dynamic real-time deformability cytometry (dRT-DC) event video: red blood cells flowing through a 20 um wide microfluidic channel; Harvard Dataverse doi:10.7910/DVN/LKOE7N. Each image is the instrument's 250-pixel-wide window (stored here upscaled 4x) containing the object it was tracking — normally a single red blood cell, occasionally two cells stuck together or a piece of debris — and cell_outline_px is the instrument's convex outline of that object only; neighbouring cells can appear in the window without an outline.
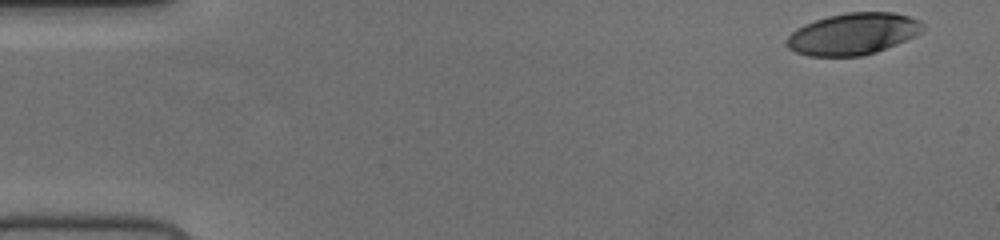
{"species": "human", "species_latin": "Homo sapiens", "temperature_condition": "cold", "stored_images_in_passage": 51, "camera_frame_rate_fps": 3000, "um_per_image_px": 0.085, "donor": {"sex": "female"}, "frame": {"image": 1, "passage_image": 1, "time_ms": 0.0, "image_size_px": [1000, 240], "cell_outline_px": [[924, 28], [916, 36], [876, 52], [860, 56], [808, 56], [796, 52], [788, 48], [784, 44], [784, 40], [796, 28], [804, 24], [828, 16], [848, 12], [896, 12], [920, 20], [924, 24]], "centroid_in_image_um": [72.49, 2.88], "position_along_channel_um": 12.5, "area_um2": 33.23}}
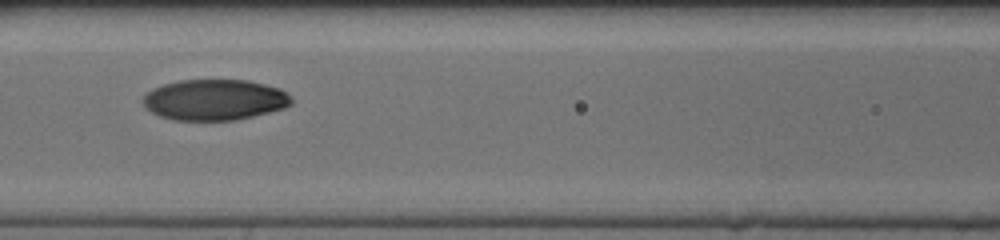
{"frame": {"image": 2, "passage_image": 22, "time_ms": 7.0, "image_size_px": [1000, 240], "cell_outline_px": [[292, 104], [284, 108], [236, 120], [172, 120], [160, 116], [152, 112], [144, 104], [144, 96], [152, 88], [164, 84], [180, 80], [248, 80], [280, 88], [292, 96]], "centroid_in_image_um": [18.27, 8.48], "position_along_channel_um": 148.3, "area_um2": 35.26}}
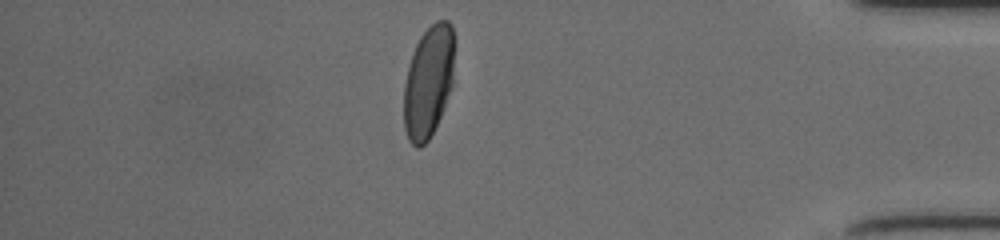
{"frame": {"image": 3, "passage_image": 44, "time_ms": 14.333, "image_size_px": [1000, 240], "cell_outline_px": [[456, 40], [452, 88], [440, 116], [428, 140], [420, 148], [416, 148], [408, 140], [404, 128], [404, 84], [408, 64], [412, 52], [420, 36], [436, 20], [448, 20], [452, 24]], "centroid_in_image_um": [36.44, 6.89], "position_along_channel_um": 398.8, "area_um2": 33.7}}